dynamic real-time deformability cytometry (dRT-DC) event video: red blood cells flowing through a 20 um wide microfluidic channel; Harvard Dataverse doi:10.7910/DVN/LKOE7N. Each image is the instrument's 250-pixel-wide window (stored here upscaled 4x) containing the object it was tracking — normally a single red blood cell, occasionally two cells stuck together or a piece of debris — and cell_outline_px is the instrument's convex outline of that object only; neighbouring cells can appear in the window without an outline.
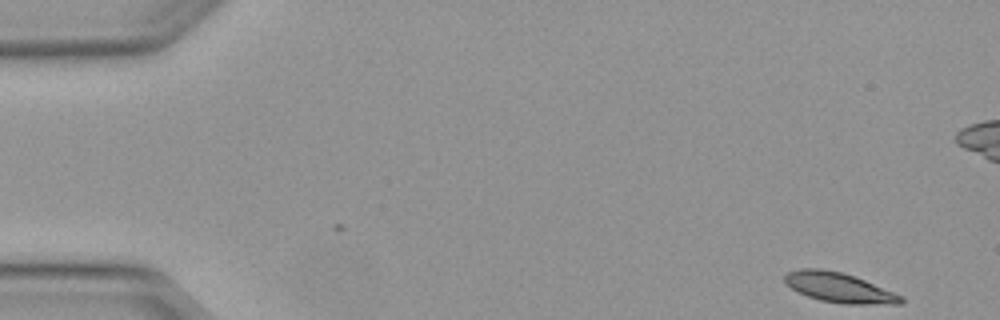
{"species": "Egyptian fruit bat (a non-hibernating species)", "species_latin": "Rousettus aegyptiacus", "temperature_condition": "warm", "stored_images_in_passage": 49, "camera_frame_rate_fps": 3000, "um_per_image_px": 0.085, "animal": {"sex": "female"}, "frame": {"image": 1, "passage_image": 1, "time_ms": 0.0, "image_size_px": [1000, 320], "cell_outline_px": [[904, 304], [844, 304], [820, 300], [808, 296], [784, 284], [784, 276], [788, 272], [800, 268], [820, 268], [840, 272], [864, 280], [904, 296]], "centroid_in_image_um": [71.33, 24.45], "position_along_channel_um": 13.7, "area_um2": 20.11}}
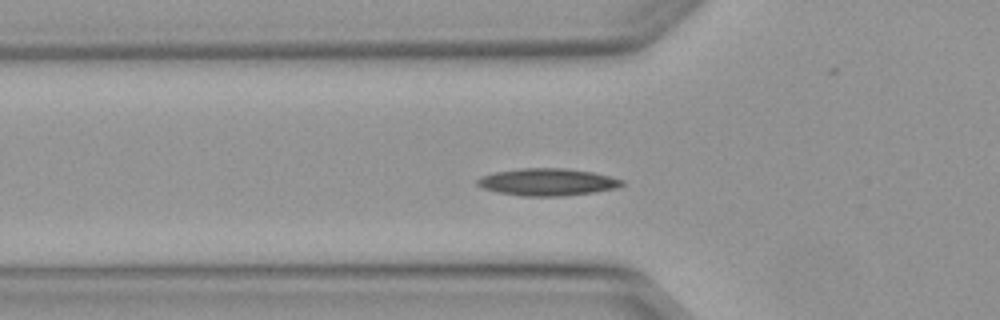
{"frame": {"image": 2, "passage_image": 15, "time_ms": 4.667, "image_size_px": [1000, 320], "cell_outline_px": [[624, 184], [616, 188], [592, 192], [564, 196], [520, 196], [496, 192], [484, 188], [476, 184], [476, 180], [480, 176], [496, 172], [520, 168], [564, 168], [592, 172], [624, 180]], "centroid_in_image_um": [46.5, 15.47], "position_along_channel_um": 79.3, "area_um2": 22.89}}
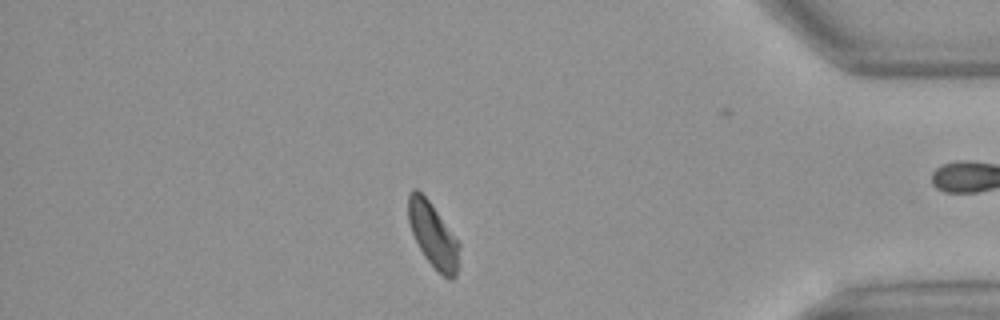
{"frame": {"image": 3, "passage_image": 41, "time_ms": 13.333, "image_size_px": [1000, 320], "cell_outline_px": [[460, 244], [456, 276], [452, 280], [448, 280], [436, 272], [424, 256], [412, 232], [408, 220], [408, 192], [412, 188], [416, 188], [428, 200]], "centroid_in_image_um": [36.8, 20.02], "position_along_channel_um": 398.4, "area_um2": 19.07}, "authors_computed_cell_mechanics": {"area_um2": 20.1722, "velocity_mm_per_s": 4.0937, "shape_relaxation_time_tau1_ms": 8.4294, "shape_relaxation_time_tau2_ms": 7.2849, "deformation_change_tau1": 0.179, "deformation_change_tau2": 0.1226}}